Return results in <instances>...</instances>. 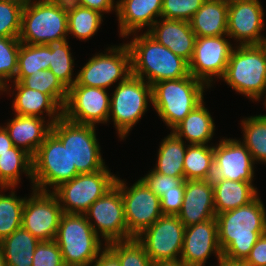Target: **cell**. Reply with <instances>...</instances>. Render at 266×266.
Returning a JSON list of instances; mask_svg holds the SVG:
<instances>
[{"mask_svg":"<svg viewBox=\"0 0 266 266\" xmlns=\"http://www.w3.org/2000/svg\"><path fill=\"white\" fill-rule=\"evenodd\" d=\"M209 88L191 74L184 78L164 80L152 85V105L162 121L174 129L204 100Z\"/></svg>","mask_w":266,"mask_h":266,"instance_id":"cell-3","label":"cell"},{"mask_svg":"<svg viewBox=\"0 0 266 266\" xmlns=\"http://www.w3.org/2000/svg\"><path fill=\"white\" fill-rule=\"evenodd\" d=\"M50 46L48 44L21 43L18 68L14 81H21L39 70H49Z\"/></svg>","mask_w":266,"mask_h":266,"instance_id":"cell-34","label":"cell"},{"mask_svg":"<svg viewBox=\"0 0 266 266\" xmlns=\"http://www.w3.org/2000/svg\"><path fill=\"white\" fill-rule=\"evenodd\" d=\"M84 214L95 233L104 238V247L111 242L133 238L128 233L121 190L116 184Z\"/></svg>","mask_w":266,"mask_h":266,"instance_id":"cell-12","label":"cell"},{"mask_svg":"<svg viewBox=\"0 0 266 266\" xmlns=\"http://www.w3.org/2000/svg\"><path fill=\"white\" fill-rule=\"evenodd\" d=\"M68 40L59 43H50V65L54 75L61 81V83L69 89L75 82L76 78L73 76L74 58Z\"/></svg>","mask_w":266,"mask_h":266,"instance_id":"cell-38","label":"cell"},{"mask_svg":"<svg viewBox=\"0 0 266 266\" xmlns=\"http://www.w3.org/2000/svg\"><path fill=\"white\" fill-rule=\"evenodd\" d=\"M242 143L250 152L254 162L266 163V114L256 115L241 121Z\"/></svg>","mask_w":266,"mask_h":266,"instance_id":"cell-35","label":"cell"},{"mask_svg":"<svg viewBox=\"0 0 266 266\" xmlns=\"http://www.w3.org/2000/svg\"><path fill=\"white\" fill-rule=\"evenodd\" d=\"M9 1L16 2L24 7V6H27L29 4H32L34 2L41 1V0H9Z\"/></svg>","mask_w":266,"mask_h":266,"instance_id":"cell-52","label":"cell"},{"mask_svg":"<svg viewBox=\"0 0 266 266\" xmlns=\"http://www.w3.org/2000/svg\"><path fill=\"white\" fill-rule=\"evenodd\" d=\"M189 23L196 37L227 35L228 3L206 0Z\"/></svg>","mask_w":266,"mask_h":266,"instance_id":"cell-26","label":"cell"},{"mask_svg":"<svg viewBox=\"0 0 266 266\" xmlns=\"http://www.w3.org/2000/svg\"><path fill=\"white\" fill-rule=\"evenodd\" d=\"M51 126L52 124L44 118L15 114L4 127L13 145L25 150L33 157L51 132Z\"/></svg>","mask_w":266,"mask_h":266,"instance_id":"cell-25","label":"cell"},{"mask_svg":"<svg viewBox=\"0 0 266 266\" xmlns=\"http://www.w3.org/2000/svg\"><path fill=\"white\" fill-rule=\"evenodd\" d=\"M222 78L251 100L259 101L264 94L266 98V49L262 45H236Z\"/></svg>","mask_w":266,"mask_h":266,"instance_id":"cell-5","label":"cell"},{"mask_svg":"<svg viewBox=\"0 0 266 266\" xmlns=\"http://www.w3.org/2000/svg\"><path fill=\"white\" fill-rule=\"evenodd\" d=\"M51 132L67 149L71 164L79 174L94 173L106 166L95 126L75 123L62 116L52 124Z\"/></svg>","mask_w":266,"mask_h":266,"instance_id":"cell-7","label":"cell"},{"mask_svg":"<svg viewBox=\"0 0 266 266\" xmlns=\"http://www.w3.org/2000/svg\"><path fill=\"white\" fill-rule=\"evenodd\" d=\"M67 36V0H41L23 7L21 43H59Z\"/></svg>","mask_w":266,"mask_h":266,"instance_id":"cell-4","label":"cell"},{"mask_svg":"<svg viewBox=\"0 0 266 266\" xmlns=\"http://www.w3.org/2000/svg\"><path fill=\"white\" fill-rule=\"evenodd\" d=\"M116 178L105 166L94 173L78 174L51 192L57 197L63 213L84 214L115 185Z\"/></svg>","mask_w":266,"mask_h":266,"instance_id":"cell-10","label":"cell"},{"mask_svg":"<svg viewBox=\"0 0 266 266\" xmlns=\"http://www.w3.org/2000/svg\"><path fill=\"white\" fill-rule=\"evenodd\" d=\"M23 172L33 183L32 156L25 150L13 146L0 155V187H17Z\"/></svg>","mask_w":266,"mask_h":266,"instance_id":"cell-31","label":"cell"},{"mask_svg":"<svg viewBox=\"0 0 266 266\" xmlns=\"http://www.w3.org/2000/svg\"><path fill=\"white\" fill-rule=\"evenodd\" d=\"M32 190L51 192L60 184L70 181L79 173L72 166L70 156L62 142L50 132L32 157ZM51 186L50 190L47 188Z\"/></svg>","mask_w":266,"mask_h":266,"instance_id":"cell-9","label":"cell"},{"mask_svg":"<svg viewBox=\"0 0 266 266\" xmlns=\"http://www.w3.org/2000/svg\"><path fill=\"white\" fill-rule=\"evenodd\" d=\"M262 46L266 49V37H264V39H263Z\"/></svg>","mask_w":266,"mask_h":266,"instance_id":"cell-55","label":"cell"},{"mask_svg":"<svg viewBox=\"0 0 266 266\" xmlns=\"http://www.w3.org/2000/svg\"><path fill=\"white\" fill-rule=\"evenodd\" d=\"M20 83L30 89L50 95L62 108L68 96V89L54 75L51 70H39L24 77Z\"/></svg>","mask_w":266,"mask_h":266,"instance_id":"cell-37","label":"cell"},{"mask_svg":"<svg viewBox=\"0 0 266 266\" xmlns=\"http://www.w3.org/2000/svg\"><path fill=\"white\" fill-rule=\"evenodd\" d=\"M127 43L131 53L132 75L147 80L151 86L164 80L180 79L189 75V65L182 57L158 43L147 32ZM136 34V35H135Z\"/></svg>","mask_w":266,"mask_h":266,"instance_id":"cell-2","label":"cell"},{"mask_svg":"<svg viewBox=\"0 0 266 266\" xmlns=\"http://www.w3.org/2000/svg\"><path fill=\"white\" fill-rule=\"evenodd\" d=\"M54 241L66 266H92L105 249L85 214L64 213Z\"/></svg>","mask_w":266,"mask_h":266,"instance_id":"cell-6","label":"cell"},{"mask_svg":"<svg viewBox=\"0 0 266 266\" xmlns=\"http://www.w3.org/2000/svg\"><path fill=\"white\" fill-rule=\"evenodd\" d=\"M216 215L236 209L253 201L258 196L257 187L250 182L211 179Z\"/></svg>","mask_w":266,"mask_h":266,"instance_id":"cell-27","label":"cell"},{"mask_svg":"<svg viewBox=\"0 0 266 266\" xmlns=\"http://www.w3.org/2000/svg\"><path fill=\"white\" fill-rule=\"evenodd\" d=\"M94 263L93 266H121L118 258L106 246Z\"/></svg>","mask_w":266,"mask_h":266,"instance_id":"cell-48","label":"cell"},{"mask_svg":"<svg viewBox=\"0 0 266 266\" xmlns=\"http://www.w3.org/2000/svg\"><path fill=\"white\" fill-rule=\"evenodd\" d=\"M13 142L10 139L8 131L4 126H0V155L6 152H10V149L13 147Z\"/></svg>","mask_w":266,"mask_h":266,"instance_id":"cell-49","label":"cell"},{"mask_svg":"<svg viewBox=\"0 0 266 266\" xmlns=\"http://www.w3.org/2000/svg\"><path fill=\"white\" fill-rule=\"evenodd\" d=\"M103 14L67 0L68 35L80 40L93 37L102 24Z\"/></svg>","mask_w":266,"mask_h":266,"instance_id":"cell-32","label":"cell"},{"mask_svg":"<svg viewBox=\"0 0 266 266\" xmlns=\"http://www.w3.org/2000/svg\"><path fill=\"white\" fill-rule=\"evenodd\" d=\"M185 226L178 216L163 214L136 239L144 246L152 263L179 260L184 239Z\"/></svg>","mask_w":266,"mask_h":266,"instance_id":"cell-14","label":"cell"},{"mask_svg":"<svg viewBox=\"0 0 266 266\" xmlns=\"http://www.w3.org/2000/svg\"><path fill=\"white\" fill-rule=\"evenodd\" d=\"M222 256L244 261L258 238L266 233V209L257 196L250 203L216 215Z\"/></svg>","mask_w":266,"mask_h":266,"instance_id":"cell-1","label":"cell"},{"mask_svg":"<svg viewBox=\"0 0 266 266\" xmlns=\"http://www.w3.org/2000/svg\"><path fill=\"white\" fill-rule=\"evenodd\" d=\"M217 266H248L244 261L240 260H230L225 257H221L218 260V265Z\"/></svg>","mask_w":266,"mask_h":266,"instance_id":"cell-50","label":"cell"},{"mask_svg":"<svg viewBox=\"0 0 266 266\" xmlns=\"http://www.w3.org/2000/svg\"><path fill=\"white\" fill-rule=\"evenodd\" d=\"M189 144L184 157L185 180H211L214 167V145Z\"/></svg>","mask_w":266,"mask_h":266,"instance_id":"cell-33","label":"cell"},{"mask_svg":"<svg viewBox=\"0 0 266 266\" xmlns=\"http://www.w3.org/2000/svg\"><path fill=\"white\" fill-rule=\"evenodd\" d=\"M108 52L97 53L81 68L73 85L106 89L117 81L123 82L132 74L131 53L127 43L112 46Z\"/></svg>","mask_w":266,"mask_h":266,"instance_id":"cell-11","label":"cell"},{"mask_svg":"<svg viewBox=\"0 0 266 266\" xmlns=\"http://www.w3.org/2000/svg\"><path fill=\"white\" fill-rule=\"evenodd\" d=\"M186 142L178 138L172 131L159 146L158 158L154 171L173 177H184V157Z\"/></svg>","mask_w":266,"mask_h":266,"instance_id":"cell-30","label":"cell"},{"mask_svg":"<svg viewBox=\"0 0 266 266\" xmlns=\"http://www.w3.org/2000/svg\"><path fill=\"white\" fill-rule=\"evenodd\" d=\"M244 262L248 266H266V233L258 238Z\"/></svg>","mask_w":266,"mask_h":266,"instance_id":"cell-46","label":"cell"},{"mask_svg":"<svg viewBox=\"0 0 266 266\" xmlns=\"http://www.w3.org/2000/svg\"><path fill=\"white\" fill-rule=\"evenodd\" d=\"M264 12L259 0H240L228 4V38L239 46L262 45L265 36Z\"/></svg>","mask_w":266,"mask_h":266,"instance_id":"cell-19","label":"cell"},{"mask_svg":"<svg viewBox=\"0 0 266 266\" xmlns=\"http://www.w3.org/2000/svg\"><path fill=\"white\" fill-rule=\"evenodd\" d=\"M23 6L9 0H0V37L19 38Z\"/></svg>","mask_w":266,"mask_h":266,"instance_id":"cell-41","label":"cell"},{"mask_svg":"<svg viewBox=\"0 0 266 266\" xmlns=\"http://www.w3.org/2000/svg\"><path fill=\"white\" fill-rule=\"evenodd\" d=\"M29 197L22 210V227L39 241L54 240L64 214L57 197L35 189Z\"/></svg>","mask_w":266,"mask_h":266,"instance_id":"cell-15","label":"cell"},{"mask_svg":"<svg viewBox=\"0 0 266 266\" xmlns=\"http://www.w3.org/2000/svg\"><path fill=\"white\" fill-rule=\"evenodd\" d=\"M106 89L72 85L63 116L75 123L93 125L109 122L110 97Z\"/></svg>","mask_w":266,"mask_h":266,"instance_id":"cell-17","label":"cell"},{"mask_svg":"<svg viewBox=\"0 0 266 266\" xmlns=\"http://www.w3.org/2000/svg\"><path fill=\"white\" fill-rule=\"evenodd\" d=\"M221 1H223V2H226V3H231V2H234V1H240V0H221Z\"/></svg>","mask_w":266,"mask_h":266,"instance_id":"cell-54","label":"cell"},{"mask_svg":"<svg viewBox=\"0 0 266 266\" xmlns=\"http://www.w3.org/2000/svg\"><path fill=\"white\" fill-rule=\"evenodd\" d=\"M162 0H118L117 18L120 37L127 38L143 27L149 29L161 18Z\"/></svg>","mask_w":266,"mask_h":266,"instance_id":"cell-23","label":"cell"},{"mask_svg":"<svg viewBox=\"0 0 266 266\" xmlns=\"http://www.w3.org/2000/svg\"><path fill=\"white\" fill-rule=\"evenodd\" d=\"M177 216L185 227L216 219L212 180H185L183 204Z\"/></svg>","mask_w":266,"mask_h":266,"instance_id":"cell-21","label":"cell"},{"mask_svg":"<svg viewBox=\"0 0 266 266\" xmlns=\"http://www.w3.org/2000/svg\"><path fill=\"white\" fill-rule=\"evenodd\" d=\"M206 0H162L161 18L190 21Z\"/></svg>","mask_w":266,"mask_h":266,"instance_id":"cell-42","label":"cell"},{"mask_svg":"<svg viewBox=\"0 0 266 266\" xmlns=\"http://www.w3.org/2000/svg\"><path fill=\"white\" fill-rule=\"evenodd\" d=\"M0 266H6V260L4 257V253L0 244Z\"/></svg>","mask_w":266,"mask_h":266,"instance_id":"cell-53","label":"cell"},{"mask_svg":"<svg viewBox=\"0 0 266 266\" xmlns=\"http://www.w3.org/2000/svg\"><path fill=\"white\" fill-rule=\"evenodd\" d=\"M185 181L176 190L164 192L160 196L161 211L165 215L177 216L184 199Z\"/></svg>","mask_w":266,"mask_h":266,"instance_id":"cell-45","label":"cell"},{"mask_svg":"<svg viewBox=\"0 0 266 266\" xmlns=\"http://www.w3.org/2000/svg\"><path fill=\"white\" fill-rule=\"evenodd\" d=\"M115 184L121 190L128 233L136 238L163 215L160 197L140 179L128 187L117 177Z\"/></svg>","mask_w":266,"mask_h":266,"instance_id":"cell-13","label":"cell"},{"mask_svg":"<svg viewBox=\"0 0 266 266\" xmlns=\"http://www.w3.org/2000/svg\"><path fill=\"white\" fill-rule=\"evenodd\" d=\"M152 266H185V264L181 260H166L153 262Z\"/></svg>","mask_w":266,"mask_h":266,"instance_id":"cell-51","label":"cell"},{"mask_svg":"<svg viewBox=\"0 0 266 266\" xmlns=\"http://www.w3.org/2000/svg\"><path fill=\"white\" fill-rule=\"evenodd\" d=\"M146 32L175 55L190 62L196 35L188 21L161 18Z\"/></svg>","mask_w":266,"mask_h":266,"instance_id":"cell-22","label":"cell"},{"mask_svg":"<svg viewBox=\"0 0 266 266\" xmlns=\"http://www.w3.org/2000/svg\"><path fill=\"white\" fill-rule=\"evenodd\" d=\"M105 246L118 258L121 266H152L144 246L136 238L111 242Z\"/></svg>","mask_w":266,"mask_h":266,"instance_id":"cell-40","label":"cell"},{"mask_svg":"<svg viewBox=\"0 0 266 266\" xmlns=\"http://www.w3.org/2000/svg\"><path fill=\"white\" fill-rule=\"evenodd\" d=\"M214 130V120L203 101L171 131L178 138H185L189 144L208 145Z\"/></svg>","mask_w":266,"mask_h":266,"instance_id":"cell-28","label":"cell"},{"mask_svg":"<svg viewBox=\"0 0 266 266\" xmlns=\"http://www.w3.org/2000/svg\"><path fill=\"white\" fill-rule=\"evenodd\" d=\"M14 188V189H13ZM6 191L11 189L9 195L0 193V242L11 235L16 229L22 227V210L25 197L20 198L15 194V187H0Z\"/></svg>","mask_w":266,"mask_h":266,"instance_id":"cell-36","label":"cell"},{"mask_svg":"<svg viewBox=\"0 0 266 266\" xmlns=\"http://www.w3.org/2000/svg\"><path fill=\"white\" fill-rule=\"evenodd\" d=\"M212 179L253 182L256 164L246 148L237 139H220L214 146Z\"/></svg>","mask_w":266,"mask_h":266,"instance_id":"cell-18","label":"cell"},{"mask_svg":"<svg viewBox=\"0 0 266 266\" xmlns=\"http://www.w3.org/2000/svg\"><path fill=\"white\" fill-rule=\"evenodd\" d=\"M226 36L196 37L193 55L188 63L189 74L208 87L213 83V76L222 79L234 48Z\"/></svg>","mask_w":266,"mask_h":266,"instance_id":"cell-16","label":"cell"},{"mask_svg":"<svg viewBox=\"0 0 266 266\" xmlns=\"http://www.w3.org/2000/svg\"><path fill=\"white\" fill-rule=\"evenodd\" d=\"M19 38L0 37V91L7 93L13 89L9 81L14 80L18 68ZM8 82V84H7ZM10 90H9V89Z\"/></svg>","mask_w":266,"mask_h":266,"instance_id":"cell-39","label":"cell"},{"mask_svg":"<svg viewBox=\"0 0 266 266\" xmlns=\"http://www.w3.org/2000/svg\"><path fill=\"white\" fill-rule=\"evenodd\" d=\"M113 92L109 120L113 119L116 133L124 140L147 111L148 102L152 103V86L131 74L125 81L118 83Z\"/></svg>","mask_w":266,"mask_h":266,"instance_id":"cell-8","label":"cell"},{"mask_svg":"<svg viewBox=\"0 0 266 266\" xmlns=\"http://www.w3.org/2000/svg\"><path fill=\"white\" fill-rule=\"evenodd\" d=\"M13 82L12 94L17 91L13 99L12 108L16 115L44 118L48 115V122L53 124L63 116V108L50 96L23 86L19 81ZM15 86V88H14ZM16 89V90H15Z\"/></svg>","mask_w":266,"mask_h":266,"instance_id":"cell-24","label":"cell"},{"mask_svg":"<svg viewBox=\"0 0 266 266\" xmlns=\"http://www.w3.org/2000/svg\"><path fill=\"white\" fill-rule=\"evenodd\" d=\"M32 266H66L58 244L54 240L40 241L33 254Z\"/></svg>","mask_w":266,"mask_h":266,"instance_id":"cell-43","label":"cell"},{"mask_svg":"<svg viewBox=\"0 0 266 266\" xmlns=\"http://www.w3.org/2000/svg\"><path fill=\"white\" fill-rule=\"evenodd\" d=\"M151 171V172H150ZM148 174L141 177V181L158 197L164 192L176 190L184 181V177H173L165 174H160L153 169Z\"/></svg>","mask_w":266,"mask_h":266,"instance_id":"cell-44","label":"cell"},{"mask_svg":"<svg viewBox=\"0 0 266 266\" xmlns=\"http://www.w3.org/2000/svg\"><path fill=\"white\" fill-rule=\"evenodd\" d=\"M211 254L217 260L222 257L218 243V223L216 219L185 227L183 249L180 259L185 266H205Z\"/></svg>","mask_w":266,"mask_h":266,"instance_id":"cell-20","label":"cell"},{"mask_svg":"<svg viewBox=\"0 0 266 266\" xmlns=\"http://www.w3.org/2000/svg\"><path fill=\"white\" fill-rule=\"evenodd\" d=\"M77 5L90 8L100 12L101 14L109 13L115 10L117 14V1L115 0H71Z\"/></svg>","mask_w":266,"mask_h":266,"instance_id":"cell-47","label":"cell"},{"mask_svg":"<svg viewBox=\"0 0 266 266\" xmlns=\"http://www.w3.org/2000/svg\"><path fill=\"white\" fill-rule=\"evenodd\" d=\"M39 242L23 227L16 229L0 242L6 266H32L33 254Z\"/></svg>","mask_w":266,"mask_h":266,"instance_id":"cell-29","label":"cell"}]
</instances>
